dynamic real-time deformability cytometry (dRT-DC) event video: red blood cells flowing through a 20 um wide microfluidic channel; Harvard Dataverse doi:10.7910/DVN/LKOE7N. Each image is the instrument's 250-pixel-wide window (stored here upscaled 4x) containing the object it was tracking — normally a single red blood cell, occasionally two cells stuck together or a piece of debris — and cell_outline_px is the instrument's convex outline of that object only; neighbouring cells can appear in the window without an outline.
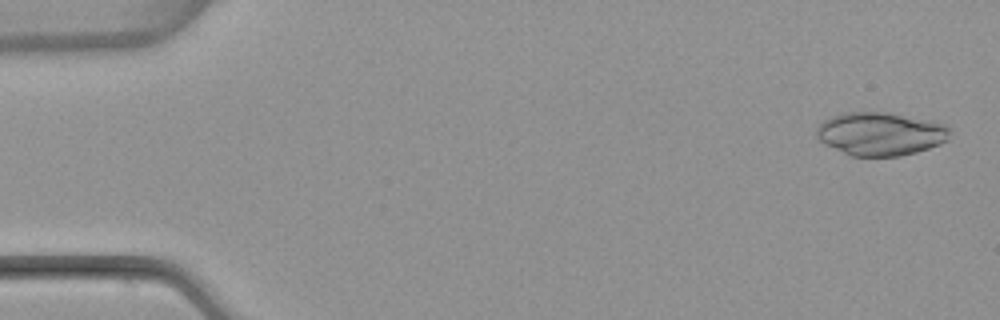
{"species": "common noctule bat (a hibernating species)", "species_latin": "Nyctalus noctula", "temperature_condition": "warm", "stored_images_in_passage": 51, "camera_frame_rate_fps": 3000, "um_per_image_px": 0.085, "animal": {"sex": "female", "body_mass_g": 22.7, "forearm_length_mm": 54.2}, "frame": {"image": 1, "passage_image": 2, "time_ms": 0.333, "image_size_px": [1000, 320], "cell_outline_px": [[952, 128], [948, 140], [940, 144], [916, 152], [900, 156], [852, 156], [824, 144], [816, 136], [816, 128], [824, 120], [832, 116], [844, 112], [888, 112], [936, 120], [948, 124]], "centroid_in_image_um": [74.9, 11.35], "position_along_channel_um": 10.1, "area_um2": 34.16}}